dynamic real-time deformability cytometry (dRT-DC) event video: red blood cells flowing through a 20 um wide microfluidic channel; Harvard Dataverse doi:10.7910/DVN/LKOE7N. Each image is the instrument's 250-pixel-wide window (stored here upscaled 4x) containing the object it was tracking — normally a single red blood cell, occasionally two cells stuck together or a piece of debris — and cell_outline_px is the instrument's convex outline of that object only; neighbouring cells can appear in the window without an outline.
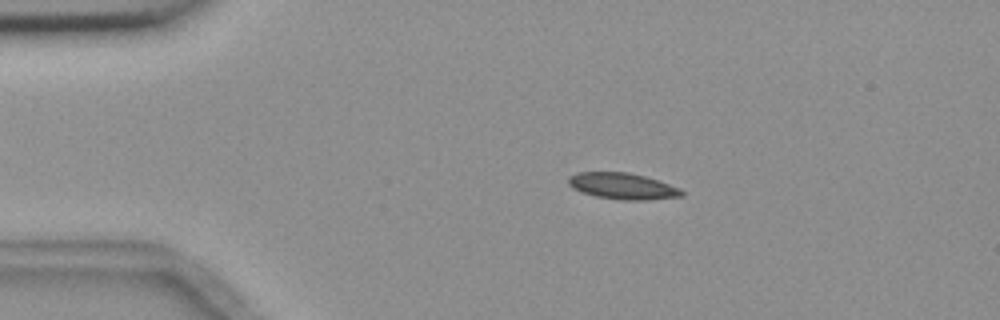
{"species": "common noctule bat (a hibernating species)", "species_latin": "Nyctalus noctula", "temperature_condition": "room temperature", "stored_images_in_passage": 10, "camera_frame_rate_fps": 3000, "um_per_image_px": 0.085, "animal": {"sex": "female", "body_mass_g": 18.4}, "frame": {"image": 1, "passage_image": 2, "time_ms": 1.0, "image_size_px": [1000, 320], "cell_outline_px": [[684, 196], [648, 200], [624, 200], [596, 196], [580, 192], [572, 188], [568, 184], [568, 176], [576, 172], [628, 172], [644, 176], [680, 188], [684, 192]], "centroid_in_image_um": [52.89, 15.82], "position_along_channel_um": 32.1, "area_um2": 17.4}}
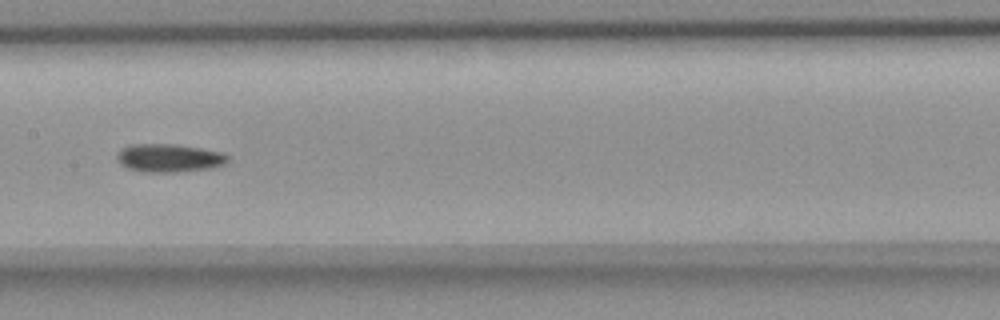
{"frame": {"image": 2, "passage_image": 7, "time_ms": 6.667, "image_size_px": [1000, 320], "cell_outline_px": [[228, 160], [224, 164], [212, 168], [176, 172], [140, 172], [128, 168], [120, 164], [116, 160], [116, 156], [124, 148], [132, 144], [172, 144], [200, 148], [224, 152], [228, 156]], "centroid_in_image_um": [14.38, 13.44], "position_along_channel_um": 193.0, "area_um2": 18.21}}
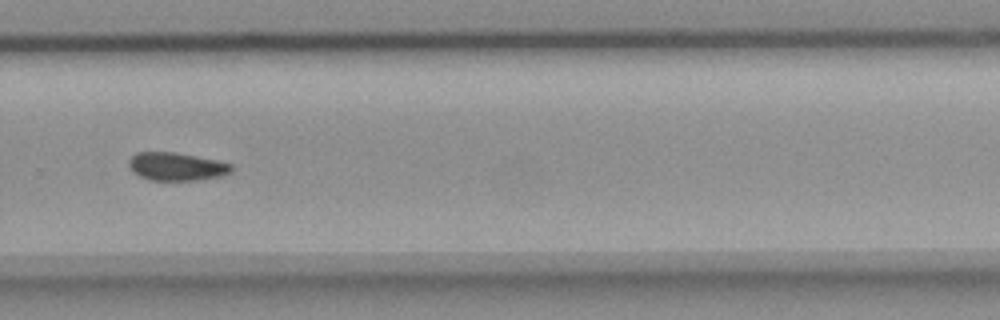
{"frame": {"image": 3, "passage_image": 10, "time_ms": 10.0, "image_size_px": [1000, 320], "cell_outline_px": [[232, 172], [220, 176], [200, 180], [152, 180], [140, 176], [132, 172], [128, 164], [128, 160], [136, 152], [176, 152], [216, 160], [232, 164]], "centroid_in_image_um": [14.99, 14.15], "position_along_channel_um": 314.8, "area_um2": 16.82}}